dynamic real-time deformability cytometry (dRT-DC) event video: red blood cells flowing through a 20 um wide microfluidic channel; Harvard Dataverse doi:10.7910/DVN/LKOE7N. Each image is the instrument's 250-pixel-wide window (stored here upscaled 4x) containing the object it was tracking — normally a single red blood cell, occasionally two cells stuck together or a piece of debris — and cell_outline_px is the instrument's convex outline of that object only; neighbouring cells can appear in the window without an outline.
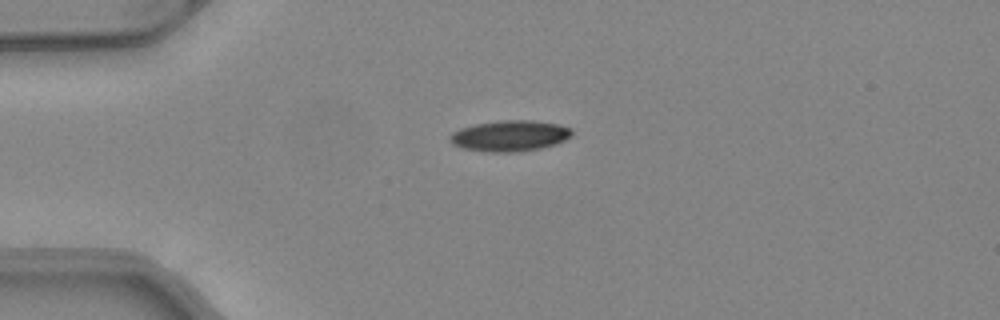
{"species": "common noctule bat (a hibernating species)", "species_latin": "Nyctalus noctula", "temperature_condition": "warm", "stored_images_in_passage": 38, "camera_frame_rate_fps": 3000, "um_per_image_px": 0.085, "animal": {"sex": "female", "body_mass_g": 24.6, "forearm_length_mm": 56.2}, "frame": {"image": 1, "passage_image": 1, "time_ms": 0.0, "image_size_px": [1000, 320], "cell_outline_px": [[572, 136], [556, 144], [540, 148], [516, 152], [492, 152], [460, 148], [452, 144], [448, 140], [448, 136], [452, 132], [460, 128], [476, 124], [500, 120], [532, 120], [556, 124], [572, 128]], "centroid_in_image_um": [43.3, 11.54], "position_along_channel_um": 41.7, "area_um2": 22.08}}
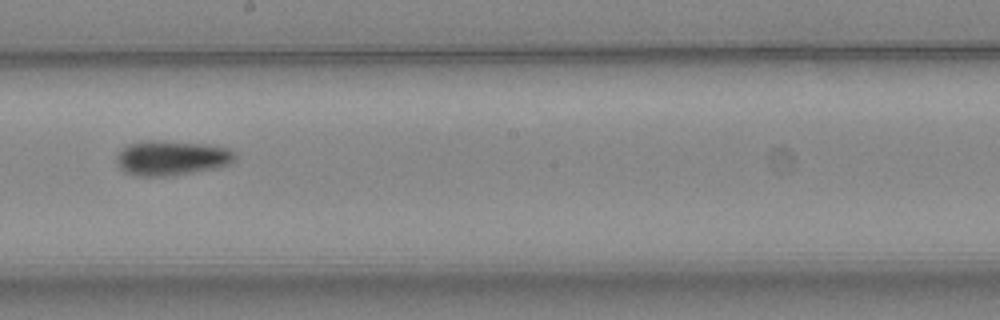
{"frame": {"image": 2, "passage_image": 17, "time_ms": 5.333, "image_size_px": [1000, 320], "cell_outline_px": [[236, 160], [228, 164], [216, 168], [168, 176], [140, 176], [124, 172], [116, 164], [116, 156], [128, 144], [144, 140], [160, 140], [208, 144], [228, 148], [236, 152]], "centroid_in_image_um": [14.59, 13.41], "position_along_channel_um": 233.6, "area_um2": 24.22}}
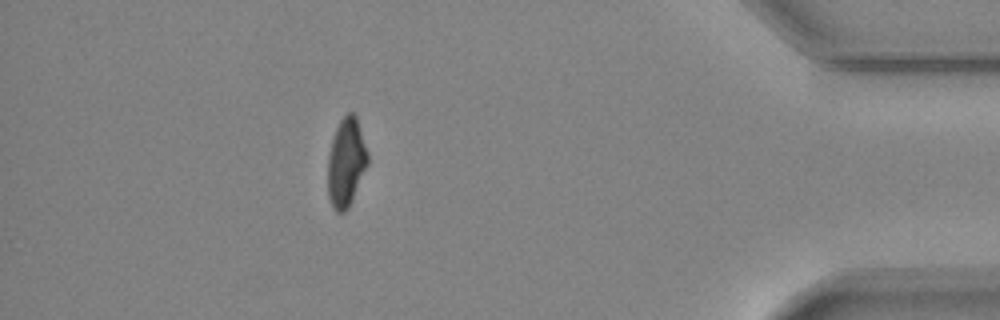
{"frame": {"image": 3, "passage_image": 33, "time_ms": 10.667, "image_size_px": [1000, 320], "cell_outline_px": [[368, 164], [348, 208], [344, 212], [336, 212], [332, 208], [328, 196], [328, 156], [332, 140], [336, 128], [340, 120], [348, 112], [352, 112], [356, 116], [368, 152]], "centroid_in_image_um": [29.42, 13.81], "position_along_channel_um": 405.8, "area_um2": 20.52}, "authors_computed_cell_mechanics": {"area_um2": 22.3108, "velocity_mm_per_s": 4.1273, "shape_relaxation_time_tau1_ms": 7.7641, "shape_relaxation_time_tau2_ms": null, "deformation_change_tau1": 0.1927, "deformation_change_tau2": null}}